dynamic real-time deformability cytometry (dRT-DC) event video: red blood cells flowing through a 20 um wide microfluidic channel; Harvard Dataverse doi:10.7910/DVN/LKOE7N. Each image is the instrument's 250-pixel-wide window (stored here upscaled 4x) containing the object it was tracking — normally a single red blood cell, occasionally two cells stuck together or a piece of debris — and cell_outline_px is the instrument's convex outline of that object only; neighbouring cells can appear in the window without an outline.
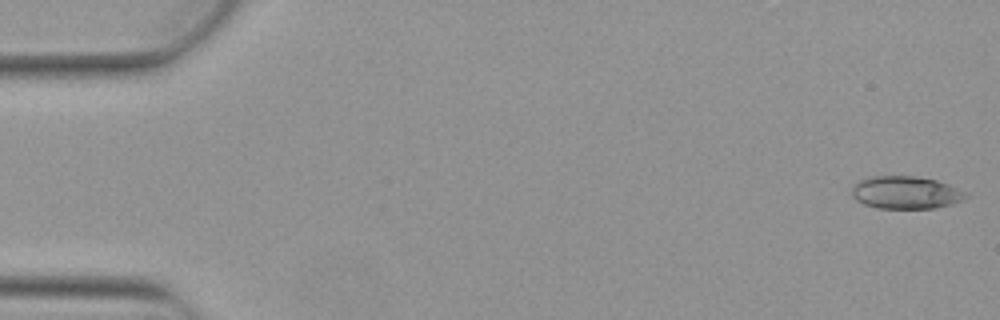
{"species": "Egyptian fruit bat (a non-hibernating species)", "species_latin": "Rousettus aegyptiacus", "temperature_condition": "warm", "stored_images_in_passage": 5, "camera_frame_rate_fps": 3000, "um_per_image_px": 0.085, "animal": {"sex": "female"}, "frame": {"image": 1, "passage_image": 1, "time_ms": 0.0, "image_size_px": [1000, 320], "cell_outline_px": [[972, 196], [964, 200], [952, 204], [936, 208], [876, 208], [864, 204], [856, 200], [852, 196], [852, 188], [860, 180], [872, 176], [916, 176], [936, 180], [948, 184], [968, 192]], "centroid_in_image_um": [77.05, 16.37], "position_along_channel_um": 7.9, "area_um2": 21.91}}
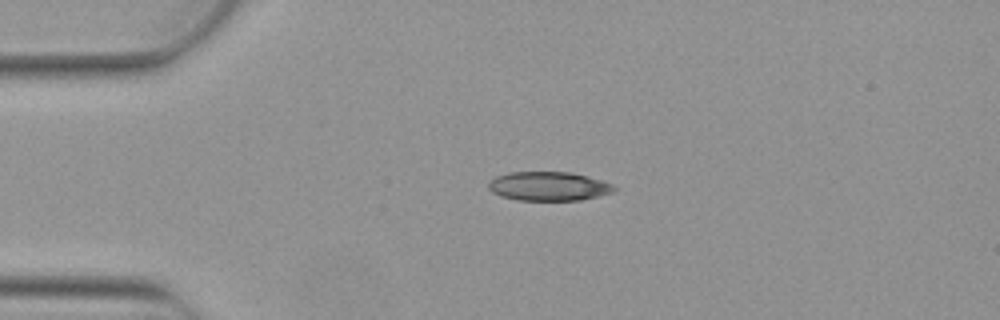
{"frame": {"image": 2, "passage_image": 4, "time_ms": 1.0, "image_size_px": [1000, 320], "cell_outline_px": [[616, 188], [612, 192], [580, 200], [516, 200], [500, 196], [492, 192], [488, 188], [488, 180], [496, 176], [508, 172], [572, 172], [604, 180], [612, 184]], "centroid_in_image_um": [46.6, 15.82], "position_along_channel_um": 38.4, "area_um2": 21.39}}